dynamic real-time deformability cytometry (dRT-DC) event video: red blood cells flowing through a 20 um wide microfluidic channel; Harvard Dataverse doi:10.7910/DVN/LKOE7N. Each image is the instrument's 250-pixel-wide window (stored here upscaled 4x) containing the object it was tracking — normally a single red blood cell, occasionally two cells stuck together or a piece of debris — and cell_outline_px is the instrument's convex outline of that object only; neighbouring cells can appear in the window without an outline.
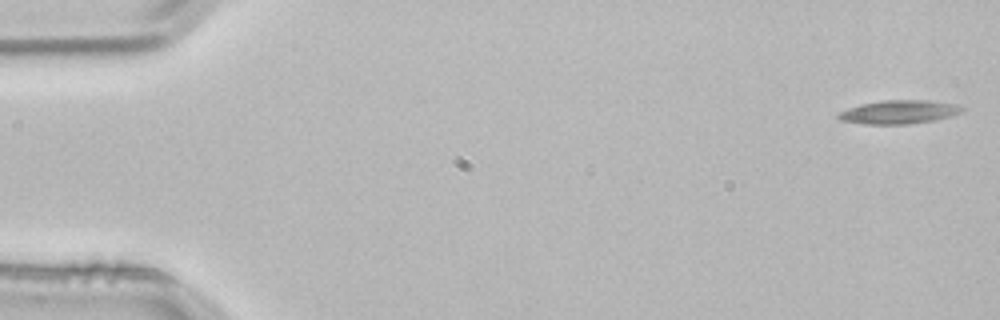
{"species": "common noctule bat (a hibernating species)", "species_latin": "Nyctalus noctula", "temperature_condition": "room temperature", "stored_images_in_passage": 4, "camera_frame_rate_fps": 3000, "um_per_image_px": 0.085, "animal": {"sex": "male", "body_mass_g": 21.5, "forearm_length_mm": 52.0}, "frame": {"image": 1, "passage_image": 1, "time_ms": 0.0, "image_size_px": [1000, 320], "cell_outline_px": [[964, 112], [936, 120], [908, 124], [864, 124], [840, 120], [836, 116], [840, 112], [848, 108], [864, 104], [884, 100], [928, 100], [956, 104], [964, 108]], "centroid_in_image_um": [76.45, 9.52], "position_along_channel_um": 8.5, "area_um2": 16.94}}